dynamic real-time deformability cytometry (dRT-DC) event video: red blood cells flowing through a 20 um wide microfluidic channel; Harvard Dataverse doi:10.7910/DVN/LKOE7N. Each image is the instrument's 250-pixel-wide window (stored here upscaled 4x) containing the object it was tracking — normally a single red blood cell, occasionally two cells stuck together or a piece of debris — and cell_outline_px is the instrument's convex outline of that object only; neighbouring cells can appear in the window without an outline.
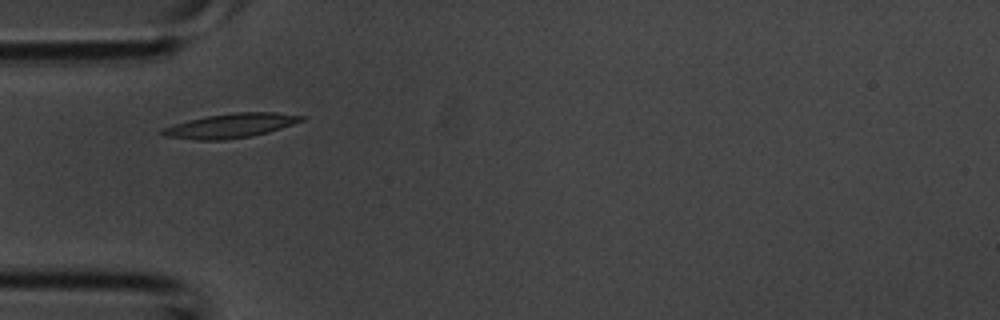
{"species": "common noctule bat (a hibernating species)", "species_latin": "Nyctalus noctula", "temperature_condition": "room temperature", "stored_images_in_passage": 2, "camera_frame_rate_fps": 3000, "um_per_image_px": 0.085, "animal": {"sex": "male", "body_mass_g": 20.1, "forearm_length_mm": 53.5}, "frame": {"image": 1, "passage_image": 2, "time_ms": 0.333, "image_size_px": [1000, 320], "cell_outline_px": [[308, 116], [304, 120], [268, 132], [248, 136], [220, 140], [196, 140], [164, 136], [160, 132], [160, 128], [172, 124], [188, 120], [208, 116], [232, 112], [276, 112]], "centroid_in_image_um": [19.57, 10.67], "position_along_channel_um": 65.4, "area_um2": 19.71}}